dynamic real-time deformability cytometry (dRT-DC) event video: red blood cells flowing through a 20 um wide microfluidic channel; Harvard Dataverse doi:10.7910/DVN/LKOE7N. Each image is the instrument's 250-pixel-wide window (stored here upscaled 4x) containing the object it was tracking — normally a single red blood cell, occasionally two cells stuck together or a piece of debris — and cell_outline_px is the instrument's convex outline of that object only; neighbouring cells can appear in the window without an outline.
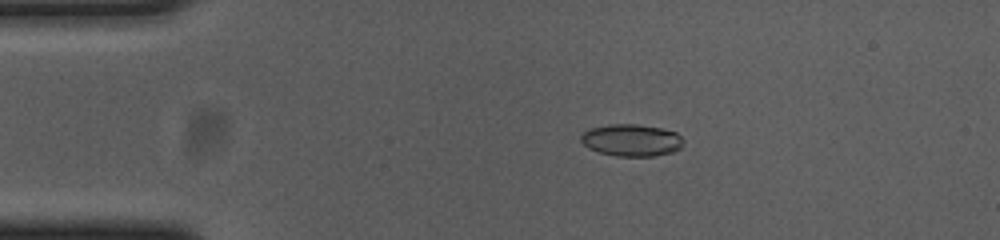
{"species": "common noctule bat (a hibernating species)", "species_latin": "Nyctalus noctula", "temperature_condition": "cold", "stored_images_in_passage": 56, "camera_frame_rate_fps": 3000, "um_per_image_px": 0.085, "animal": {"sex": "female", "body_mass_g": 23.0, "forearm_length_mm": 53.4}, "frame": {"image": 1, "passage_image": 11, "time_ms": 3.333, "image_size_px": [1000, 240], "cell_outline_px": [[684, 144], [680, 148], [672, 152], [652, 156], [616, 156], [600, 152], [588, 148], [580, 140], [580, 136], [588, 128], [608, 124], [636, 124], [664, 128], [676, 132], [684, 140]], "centroid_in_image_um": [53.68, 11.9], "position_along_channel_um": 31.3, "area_um2": 19.31}}
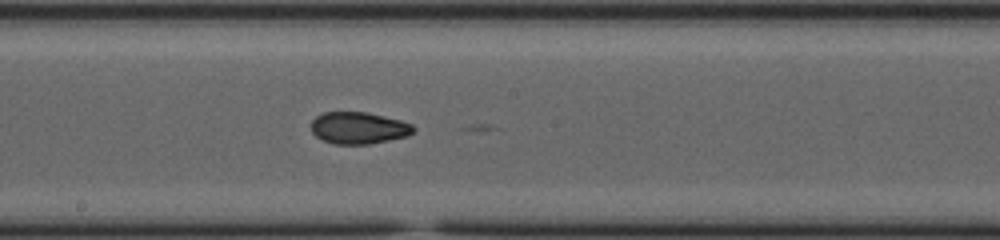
{"frame": {"image": 2, "passage_image": 30, "time_ms": 9.667, "image_size_px": [1000, 240], "cell_outline_px": [[416, 128], [408, 136], [368, 144], [336, 144], [320, 140], [312, 132], [312, 120], [316, 116], [324, 112], [368, 112], [400, 120], [412, 124]], "centroid_in_image_um": [30.47, 10.87], "position_along_channel_um": 217.7, "area_um2": 19.02}}
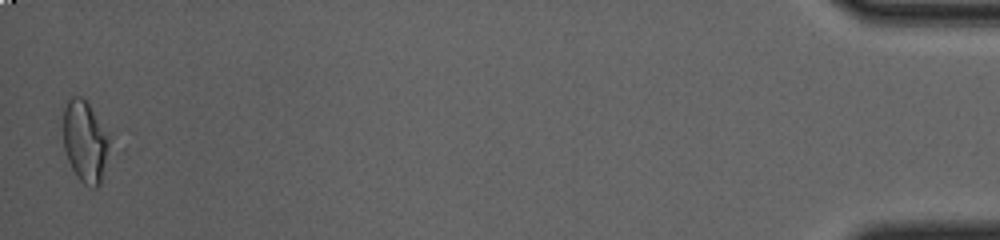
{"frame": {"image": 3, "passage_image": 55, "time_ms": 18.0, "image_size_px": [1000, 240], "cell_outline_px": [[116, 148], [100, 184], [96, 188], [92, 188], [84, 184], [76, 176], [68, 160], [64, 148], [64, 108], [68, 100], [72, 96], [80, 96], [88, 104]], "centroid_in_image_um": [7.32, 12.13], "position_along_channel_um": 427.9, "area_um2": 22.66}}